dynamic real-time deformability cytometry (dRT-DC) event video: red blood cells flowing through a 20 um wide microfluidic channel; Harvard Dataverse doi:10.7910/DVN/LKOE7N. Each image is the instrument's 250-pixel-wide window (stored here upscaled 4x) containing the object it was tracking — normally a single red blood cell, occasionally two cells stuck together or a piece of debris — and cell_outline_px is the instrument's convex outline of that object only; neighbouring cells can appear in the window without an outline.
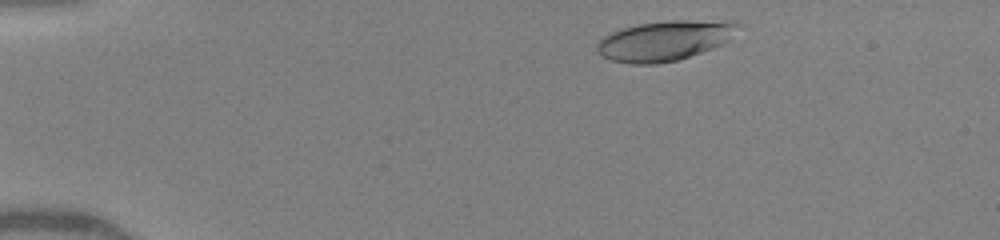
{"species": "human", "species_latin": "Homo sapiens", "temperature_condition": "warm", "stored_images_in_passage": 27, "camera_frame_rate_fps": 3000, "um_per_image_px": 0.085, "donor": {"sex": "female"}, "frame": {"image": 1, "passage_image": 4, "time_ms": 0.667, "image_size_px": [1000, 240], "cell_outline_px": [[740, 24], [720, 44], [712, 48], [676, 60], [656, 64], [628, 64], [612, 60], [604, 56], [596, 48], [596, 44], [604, 36], [612, 32], [636, 24], [668, 20], [688, 20]], "centroid_in_image_um": [56.35, 3.47], "position_along_channel_um": 28.7, "area_um2": 31.67}}
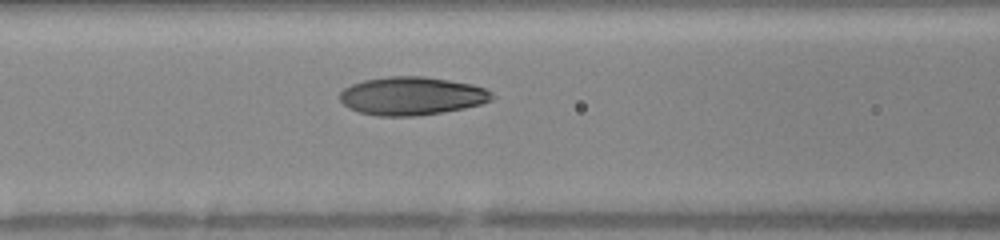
{"frame": {"image": 2, "passage_image": 22, "time_ms": 5.0, "image_size_px": [1000, 240], "cell_outline_px": [[496, 96], [492, 100], [480, 104], [464, 108], [416, 116], [376, 116], [360, 112], [348, 108], [340, 100], [340, 92], [344, 88], [352, 84], [364, 80], [388, 76], [424, 76], [472, 84], [484, 88], [492, 92]], "centroid_in_image_um": [35.0, 8.15], "position_along_channel_um": 131.6, "area_um2": 33.93}}
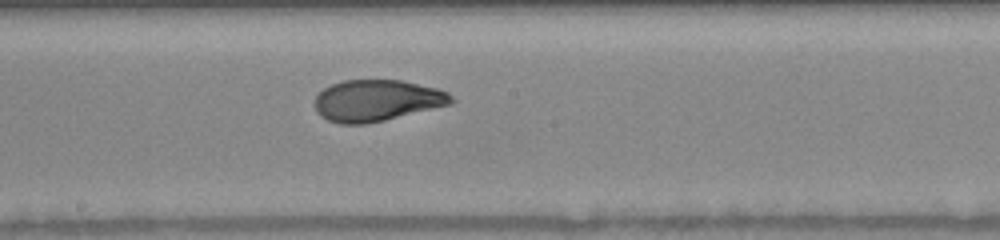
{"frame": {"image": 3, "passage_image": 27, "time_ms": 7.0, "image_size_px": [1000, 240], "cell_outline_px": [[456, 100], [452, 104], [384, 120], [364, 124], [340, 124], [328, 120], [320, 116], [316, 112], [316, 96], [324, 88], [332, 84], [344, 80], [400, 80], [436, 88], [448, 92]], "centroid_in_image_um": [32.04, 8.54], "position_along_channel_um": 216.2, "area_um2": 32.83}}